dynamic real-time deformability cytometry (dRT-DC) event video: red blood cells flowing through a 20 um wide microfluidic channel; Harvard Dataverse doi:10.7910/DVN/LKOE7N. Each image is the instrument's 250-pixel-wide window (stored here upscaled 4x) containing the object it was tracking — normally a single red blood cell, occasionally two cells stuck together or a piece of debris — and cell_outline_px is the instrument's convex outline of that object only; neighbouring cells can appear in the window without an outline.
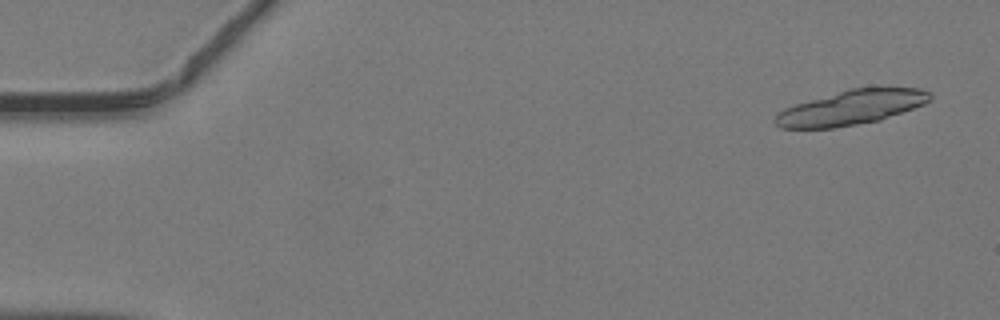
{"species": "common noctule bat (a hibernating species)", "species_latin": "Nyctalus noctula", "temperature_condition": "warm", "stored_images_in_passage": 18, "camera_frame_rate_fps": 3000, "um_per_image_px": 0.085, "animal": {"sex": "male", "body_mass_g": 19.2, "forearm_length_mm": 51.8}, "frame": {"image": 1, "passage_image": 3, "time_ms": 0.667, "image_size_px": [1000, 320], "cell_outline_px": [[932, 100], [924, 104], [880, 120], [836, 128], [780, 128], [772, 120], [776, 112], [784, 108], [796, 104], [852, 88], [920, 88], [932, 92]], "centroid_in_image_um": [72.35, 9.15], "position_along_channel_um": 12.7, "area_um2": 31.1}}